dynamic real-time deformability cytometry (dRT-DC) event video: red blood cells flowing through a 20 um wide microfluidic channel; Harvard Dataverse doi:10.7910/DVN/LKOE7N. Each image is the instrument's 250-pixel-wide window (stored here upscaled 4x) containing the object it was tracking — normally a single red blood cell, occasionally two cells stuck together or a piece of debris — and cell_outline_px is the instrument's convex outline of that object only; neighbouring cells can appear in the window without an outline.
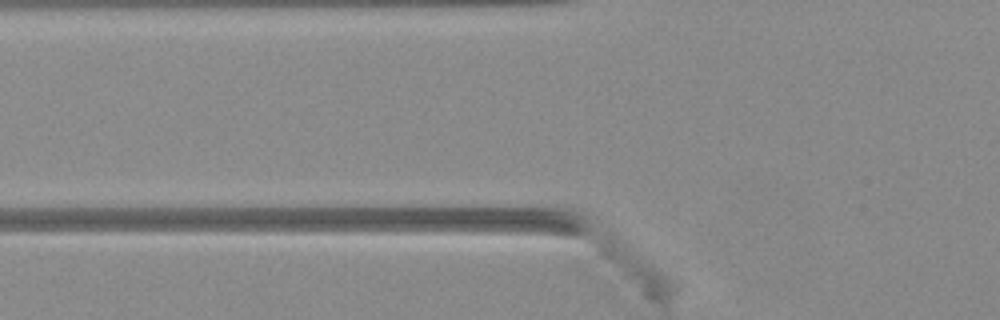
{"species": "Egyptian fruit bat (a non-hibernating species)", "species_latin": "Rousettus aegyptiacus", "temperature_condition": "warm", "stored_images_in_passage": 3, "camera_frame_rate_fps": 3000, "um_per_image_px": 0.085, "animal": {"sex": "female"}, "frame": {"image": 1, "passage_image": 2, "time_ms": 0.333, "image_size_px": [1000, 320], "cell_outline_px": [[672, 284], [668, 288], [652, 296], [604, 248], [608, 224], [664, 272], [668, 276]], "centroid_in_image_um": [54.08, 22.37], "position_along_channel_um": 71.7, "area_um2": 13.18}}